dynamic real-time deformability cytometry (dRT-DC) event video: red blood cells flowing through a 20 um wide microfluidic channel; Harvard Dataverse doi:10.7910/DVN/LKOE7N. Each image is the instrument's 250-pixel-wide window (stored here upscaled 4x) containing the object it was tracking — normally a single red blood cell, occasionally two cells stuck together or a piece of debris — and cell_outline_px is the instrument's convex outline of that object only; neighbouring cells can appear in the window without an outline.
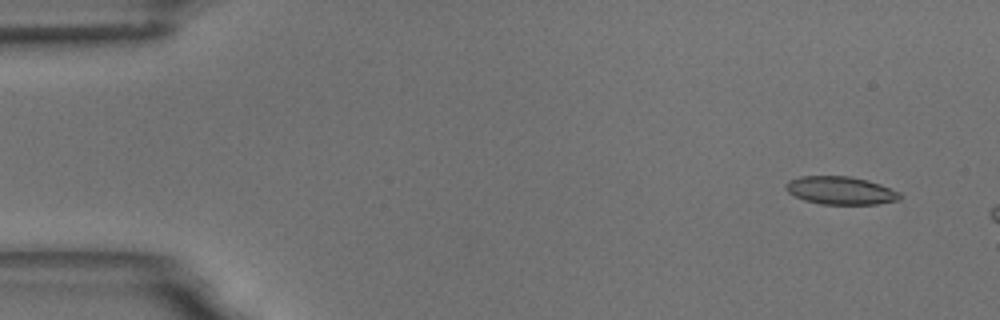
{"species": "common noctule bat (a hibernating species)", "species_latin": "Nyctalus noctula", "temperature_condition": "room temperature", "stored_images_in_passage": 3, "camera_frame_rate_fps": 3000, "um_per_image_px": 0.085, "animal": {"sex": "male", "body_mass_g": 18.8}, "frame": {"image": 1, "passage_image": 1, "time_ms": 0.0, "image_size_px": [1000, 320], "cell_outline_px": [[904, 196], [900, 200], [876, 204], [820, 204], [804, 200], [788, 192], [784, 188], [784, 184], [788, 180], [800, 176], [848, 176], [868, 180], [880, 184], [900, 192]], "centroid_in_image_um": [71.45, 16.19], "position_along_channel_um": 13.5, "area_um2": 18.79}}